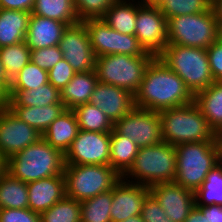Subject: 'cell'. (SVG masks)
<instances>
[{
	"mask_svg": "<svg viewBox=\"0 0 222 222\" xmlns=\"http://www.w3.org/2000/svg\"><path fill=\"white\" fill-rule=\"evenodd\" d=\"M63 59L62 52L58 45L31 50V62L36 64L39 68L49 71L55 64Z\"/></svg>",
	"mask_w": 222,
	"mask_h": 222,
	"instance_id": "39",
	"label": "cell"
},
{
	"mask_svg": "<svg viewBox=\"0 0 222 222\" xmlns=\"http://www.w3.org/2000/svg\"><path fill=\"white\" fill-rule=\"evenodd\" d=\"M41 137L39 132L21 121L9 108L0 109V154L6 160Z\"/></svg>",
	"mask_w": 222,
	"mask_h": 222,
	"instance_id": "15",
	"label": "cell"
},
{
	"mask_svg": "<svg viewBox=\"0 0 222 222\" xmlns=\"http://www.w3.org/2000/svg\"><path fill=\"white\" fill-rule=\"evenodd\" d=\"M98 84L96 71L75 73L71 81L60 90L61 102L66 109L89 103L91 95Z\"/></svg>",
	"mask_w": 222,
	"mask_h": 222,
	"instance_id": "22",
	"label": "cell"
},
{
	"mask_svg": "<svg viewBox=\"0 0 222 222\" xmlns=\"http://www.w3.org/2000/svg\"><path fill=\"white\" fill-rule=\"evenodd\" d=\"M75 73L72 66L63 58L48 71L49 83L61 90L71 81Z\"/></svg>",
	"mask_w": 222,
	"mask_h": 222,
	"instance_id": "40",
	"label": "cell"
},
{
	"mask_svg": "<svg viewBox=\"0 0 222 222\" xmlns=\"http://www.w3.org/2000/svg\"><path fill=\"white\" fill-rule=\"evenodd\" d=\"M164 0H139L142 5L146 6H160Z\"/></svg>",
	"mask_w": 222,
	"mask_h": 222,
	"instance_id": "50",
	"label": "cell"
},
{
	"mask_svg": "<svg viewBox=\"0 0 222 222\" xmlns=\"http://www.w3.org/2000/svg\"><path fill=\"white\" fill-rule=\"evenodd\" d=\"M65 155L42 137L6 160V171L29 183L63 174Z\"/></svg>",
	"mask_w": 222,
	"mask_h": 222,
	"instance_id": "2",
	"label": "cell"
},
{
	"mask_svg": "<svg viewBox=\"0 0 222 222\" xmlns=\"http://www.w3.org/2000/svg\"><path fill=\"white\" fill-rule=\"evenodd\" d=\"M156 56L110 54L96 57L98 82L117 86L135 95L150 62Z\"/></svg>",
	"mask_w": 222,
	"mask_h": 222,
	"instance_id": "8",
	"label": "cell"
},
{
	"mask_svg": "<svg viewBox=\"0 0 222 222\" xmlns=\"http://www.w3.org/2000/svg\"><path fill=\"white\" fill-rule=\"evenodd\" d=\"M149 187L121 179L112 189L111 222H122L125 219L141 215Z\"/></svg>",
	"mask_w": 222,
	"mask_h": 222,
	"instance_id": "17",
	"label": "cell"
},
{
	"mask_svg": "<svg viewBox=\"0 0 222 222\" xmlns=\"http://www.w3.org/2000/svg\"><path fill=\"white\" fill-rule=\"evenodd\" d=\"M79 130L73 110L66 109L49 125L42 138L65 155Z\"/></svg>",
	"mask_w": 222,
	"mask_h": 222,
	"instance_id": "21",
	"label": "cell"
},
{
	"mask_svg": "<svg viewBox=\"0 0 222 222\" xmlns=\"http://www.w3.org/2000/svg\"><path fill=\"white\" fill-rule=\"evenodd\" d=\"M112 190L81 202L80 222H111Z\"/></svg>",
	"mask_w": 222,
	"mask_h": 222,
	"instance_id": "34",
	"label": "cell"
},
{
	"mask_svg": "<svg viewBox=\"0 0 222 222\" xmlns=\"http://www.w3.org/2000/svg\"><path fill=\"white\" fill-rule=\"evenodd\" d=\"M68 26L58 20L31 14L25 42L31 50L57 46Z\"/></svg>",
	"mask_w": 222,
	"mask_h": 222,
	"instance_id": "20",
	"label": "cell"
},
{
	"mask_svg": "<svg viewBox=\"0 0 222 222\" xmlns=\"http://www.w3.org/2000/svg\"><path fill=\"white\" fill-rule=\"evenodd\" d=\"M31 13L0 9V48L25 41Z\"/></svg>",
	"mask_w": 222,
	"mask_h": 222,
	"instance_id": "24",
	"label": "cell"
},
{
	"mask_svg": "<svg viewBox=\"0 0 222 222\" xmlns=\"http://www.w3.org/2000/svg\"><path fill=\"white\" fill-rule=\"evenodd\" d=\"M158 57L184 81L193 95L215 82L204 48L167 45Z\"/></svg>",
	"mask_w": 222,
	"mask_h": 222,
	"instance_id": "6",
	"label": "cell"
},
{
	"mask_svg": "<svg viewBox=\"0 0 222 222\" xmlns=\"http://www.w3.org/2000/svg\"><path fill=\"white\" fill-rule=\"evenodd\" d=\"M136 1L116 0L101 19L119 33L134 35L138 8L142 5Z\"/></svg>",
	"mask_w": 222,
	"mask_h": 222,
	"instance_id": "25",
	"label": "cell"
},
{
	"mask_svg": "<svg viewBox=\"0 0 222 222\" xmlns=\"http://www.w3.org/2000/svg\"><path fill=\"white\" fill-rule=\"evenodd\" d=\"M149 189L173 222H184L196 205L195 192L175 182L159 183Z\"/></svg>",
	"mask_w": 222,
	"mask_h": 222,
	"instance_id": "16",
	"label": "cell"
},
{
	"mask_svg": "<svg viewBox=\"0 0 222 222\" xmlns=\"http://www.w3.org/2000/svg\"><path fill=\"white\" fill-rule=\"evenodd\" d=\"M143 48L158 56L168 45L167 19L158 6L138 8L135 34Z\"/></svg>",
	"mask_w": 222,
	"mask_h": 222,
	"instance_id": "13",
	"label": "cell"
},
{
	"mask_svg": "<svg viewBox=\"0 0 222 222\" xmlns=\"http://www.w3.org/2000/svg\"><path fill=\"white\" fill-rule=\"evenodd\" d=\"M8 106L43 107L61 102V92L49 82L36 89H9Z\"/></svg>",
	"mask_w": 222,
	"mask_h": 222,
	"instance_id": "26",
	"label": "cell"
},
{
	"mask_svg": "<svg viewBox=\"0 0 222 222\" xmlns=\"http://www.w3.org/2000/svg\"><path fill=\"white\" fill-rule=\"evenodd\" d=\"M207 217L208 222H222V207L218 205H196Z\"/></svg>",
	"mask_w": 222,
	"mask_h": 222,
	"instance_id": "45",
	"label": "cell"
},
{
	"mask_svg": "<svg viewBox=\"0 0 222 222\" xmlns=\"http://www.w3.org/2000/svg\"><path fill=\"white\" fill-rule=\"evenodd\" d=\"M219 140H220V144H221V152H222V135H219Z\"/></svg>",
	"mask_w": 222,
	"mask_h": 222,
	"instance_id": "53",
	"label": "cell"
},
{
	"mask_svg": "<svg viewBox=\"0 0 222 222\" xmlns=\"http://www.w3.org/2000/svg\"><path fill=\"white\" fill-rule=\"evenodd\" d=\"M8 108L21 120L32 126L41 135L49 125L66 110L63 103L38 106H8Z\"/></svg>",
	"mask_w": 222,
	"mask_h": 222,
	"instance_id": "27",
	"label": "cell"
},
{
	"mask_svg": "<svg viewBox=\"0 0 222 222\" xmlns=\"http://www.w3.org/2000/svg\"><path fill=\"white\" fill-rule=\"evenodd\" d=\"M219 27L222 28V0H211L210 6Z\"/></svg>",
	"mask_w": 222,
	"mask_h": 222,
	"instance_id": "47",
	"label": "cell"
},
{
	"mask_svg": "<svg viewBox=\"0 0 222 222\" xmlns=\"http://www.w3.org/2000/svg\"><path fill=\"white\" fill-rule=\"evenodd\" d=\"M141 216L144 222H173L166 216L164 209L151 193L143 203Z\"/></svg>",
	"mask_w": 222,
	"mask_h": 222,
	"instance_id": "41",
	"label": "cell"
},
{
	"mask_svg": "<svg viewBox=\"0 0 222 222\" xmlns=\"http://www.w3.org/2000/svg\"><path fill=\"white\" fill-rule=\"evenodd\" d=\"M79 129L93 132H111L113 122L97 106L90 103L77 106L73 109Z\"/></svg>",
	"mask_w": 222,
	"mask_h": 222,
	"instance_id": "31",
	"label": "cell"
},
{
	"mask_svg": "<svg viewBox=\"0 0 222 222\" xmlns=\"http://www.w3.org/2000/svg\"><path fill=\"white\" fill-rule=\"evenodd\" d=\"M176 169V148L162 141L139 148L132 166L122 178L150 188L159 183L174 182Z\"/></svg>",
	"mask_w": 222,
	"mask_h": 222,
	"instance_id": "5",
	"label": "cell"
},
{
	"mask_svg": "<svg viewBox=\"0 0 222 222\" xmlns=\"http://www.w3.org/2000/svg\"><path fill=\"white\" fill-rule=\"evenodd\" d=\"M28 208L27 183L7 171L0 178V209Z\"/></svg>",
	"mask_w": 222,
	"mask_h": 222,
	"instance_id": "29",
	"label": "cell"
},
{
	"mask_svg": "<svg viewBox=\"0 0 222 222\" xmlns=\"http://www.w3.org/2000/svg\"><path fill=\"white\" fill-rule=\"evenodd\" d=\"M89 103L100 108L114 124L135 107V97L125 89L98 82Z\"/></svg>",
	"mask_w": 222,
	"mask_h": 222,
	"instance_id": "18",
	"label": "cell"
},
{
	"mask_svg": "<svg viewBox=\"0 0 222 222\" xmlns=\"http://www.w3.org/2000/svg\"><path fill=\"white\" fill-rule=\"evenodd\" d=\"M31 14L58 20L69 26L80 22L73 0H35Z\"/></svg>",
	"mask_w": 222,
	"mask_h": 222,
	"instance_id": "30",
	"label": "cell"
},
{
	"mask_svg": "<svg viewBox=\"0 0 222 222\" xmlns=\"http://www.w3.org/2000/svg\"><path fill=\"white\" fill-rule=\"evenodd\" d=\"M35 0H0V9L32 12Z\"/></svg>",
	"mask_w": 222,
	"mask_h": 222,
	"instance_id": "44",
	"label": "cell"
},
{
	"mask_svg": "<svg viewBox=\"0 0 222 222\" xmlns=\"http://www.w3.org/2000/svg\"><path fill=\"white\" fill-rule=\"evenodd\" d=\"M135 107L151 111L176 108L194 102L184 81L156 56L146 68L134 95Z\"/></svg>",
	"mask_w": 222,
	"mask_h": 222,
	"instance_id": "1",
	"label": "cell"
},
{
	"mask_svg": "<svg viewBox=\"0 0 222 222\" xmlns=\"http://www.w3.org/2000/svg\"><path fill=\"white\" fill-rule=\"evenodd\" d=\"M210 6V0H164L159 8L168 20L179 15L206 12L210 9Z\"/></svg>",
	"mask_w": 222,
	"mask_h": 222,
	"instance_id": "36",
	"label": "cell"
},
{
	"mask_svg": "<svg viewBox=\"0 0 222 222\" xmlns=\"http://www.w3.org/2000/svg\"><path fill=\"white\" fill-rule=\"evenodd\" d=\"M116 0H73L79 21L101 18Z\"/></svg>",
	"mask_w": 222,
	"mask_h": 222,
	"instance_id": "38",
	"label": "cell"
},
{
	"mask_svg": "<svg viewBox=\"0 0 222 222\" xmlns=\"http://www.w3.org/2000/svg\"><path fill=\"white\" fill-rule=\"evenodd\" d=\"M6 172V159L0 154V178Z\"/></svg>",
	"mask_w": 222,
	"mask_h": 222,
	"instance_id": "51",
	"label": "cell"
},
{
	"mask_svg": "<svg viewBox=\"0 0 222 222\" xmlns=\"http://www.w3.org/2000/svg\"><path fill=\"white\" fill-rule=\"evenodd\" d=\"M206 51L214 81H222V38L211 44Z\"/></svg>",
	"mask_w": 222,
	"mask_h": 222,
	"instance_id": "43",
	"label": "cell"
},
{
	"mask_svg": "<svg viewBox=\"0 0 222 222\" xmlns=\"http://www.w3.org/2000/svg\"><path fill=\"white\" fill-rule=\"evenodd\" d=\"M139 147L114 128L110 132V166L122 177L132 166Z\"/></svg>",
	"mask_w": 222,
	"mask_h": 222,
	"instance_id": "28",
	"label": "cell"
},
{
	"mask_svg": "<svg viewBox=\"0 0 222 222\" xmlns=\"http://www.w3.org/2000/svg\"><path fill=\"white\" fill-rule=\"evenodd\" d=\"M162 141L173 146L199 141H220L197 105L169 108L159 111Z\"/></svg>",
	"mask_w": 222,
	"mask_h": 222,
	"instance_id": "4",
	"label": "cell"
},
{
	"mask_svg": "<svg viewBox=\"0 0 222 222\" xmlns=\"http://www.w3.org/2000/svg\"><path fill=\"white\" fill-rule=\"evenodd\" d=\"M1 63L11 82L18 73L31 61V49L26 42H19L0 48Z\"/></svg>",
	"mask_w": 222,
	"mask_h": 222,
	"instance_id": "32",
	"label": "cell"
},
{
	"mask_svg": "<svg viewBox=\"0 0 222 222\" xmlns=\"http://www.w3.org/2000/svg\"><path fill=\"white\" fill-rule=\"evenodd\" d=\"M167 24L168 45L207 49L221 37V28L211 8L202 13L169 18Z\"/></svg>",
	"mask_w": 222,
	"mask_h": 222,
	"instance_id": "9",
	"label": "cell"
},
{
	"mask_svg": "<svg viewBox=\"0 0 222 222\" xmlns=\"http://www.w3.org/2000/svg\"><path fill=\"white\" fill-rule=\"evenodd\" d=\"M184 222H208L207 217L195 205Z\"/></svg>",
	"mask_w": 222,
	"mask_h": 222,
	"instance_id": "46",
	"label": "cell"
},
{
	"mask_svg": "<svg viewBox=\"0 0 222 222\" xmlns=\"http://www.w3.org/2000/svg\"><path fill=\"white\" fill-rule=\"evenodd\" d=\"M58 47L63 58L76 73L95 70L96 56L91 47L88 32L81 21L67 27Z\"/></svg>",
	"mask_w": 222,
	"mask_h": 222,
	"instance_id": "14",
	"label": "cell"
},
{
	"mask_svg": "<svg viewBox=\"0 0 222 222\" xmlns=\"http://www.w3.org/2000/svg\"><path fill=\"white\" fill-rule=\"evenodd\" d=\"M113 128L134 141L139 148L162 142L159 111L134 107L127 115L117 120Z\"/></svg>",
	"mask_w": 222,
	"mask_h": 222,
	"instance_id": "11",
	"label": "cell"
},
{
	"mask_svg": "<svg viewBox=\"0 0 222 222\" xmlns=\"http://www.w3.org/2000/svg\"><path fill=\"white\" fill-rule=\"evenodd\" d=\"M9 94L8 91L0 84V109L8 108Z\"/></svg>",
	"mask_w": 222,
	"mask_h": 222,
	"instance_id": "49",
	"label": "cell"
},
{
	"mask_svg": "<svg viewBox=\"0 0 222 222\" xmlns=\"http://www.w3.org/2000/svg\"><path fill=\"white\" fill-rule=\"evenodd\" d=\"M0 84L7 90L9 91L10 84L11 82L8 80V76L6 74L5 68L1 63V58H0Z\"/></svg>",
	"mask_w": 222,
	"mask_h": 222,
	"instance_id": "48",
	"label": "cell"
},
{
	"mask_svg": "<svg viewBox=\"0 0 222 222\" xmlns=\"http://www.w3.org/2000/svg\"><path fill=\"white\" fill-rule=\"evenodd\" d=\"M194 103L219 136L222 133V81H215L194 95Z\"/></svg>",
	"mask_w": 222,
	"mask_h": 222,
	"instance_id": "23",
	"label": "cell"
},
{
	"mask_svg": "<svg viewBox=\"0 0 222 222\" xmlns=\"http://www.w3.org/2000/svg\"><path fill=\"white\" fill-rule=\"evenodd\" d=\"M41 222H80L81 202L64 196L40 214Z\"/></svg>",
	"mask_w": 222,
	"mask_h": 222,
	"instance_id": "35",
	"label": "cell"
},
{
	"mask_svg": "<svg viewBox=\"0 0 222 222\" xmlns=\"http://www.w3.org/2000/svg\"><path fill=\"white\" fill-rule=\"evenodd\" d=\"M81 22L88 32L91 47L96 57L110 54L155 56L143 48L135 35L119 33L101 18H90Z\"/></svg>",
	"mask_w": 222,
	"mask_h": 222,
	"instance_id": "10",
	"label": "cell"
},
{
	"mask_svg": "<svg viewBox=\"0 0 222 222\" xmlns=\"http://www.w3.org/2000/svg\"><path fill=\"white\" fill-rule=\"evenodd\" d=\"M176 148L175 183L196 192L209 172L222 161L220 141L182 143Z\"/></svg>",
	"mask_w": 222,
	"mask_h": 222,
	"instance_id": "3",
	"label": "cell"
},
{
	"mask_svg": "<svg viewBox=\"0 0 222 222\" xmlns=\"http://www.w3.org/2000/svg\"><path fill=\"white\" fill-rule=\"evenodd\" d=\"M28 208L41 214L65 196V179L60 174L27 183Z\"/></svg>",
	"mask_w": 222,
	"mask_h": 222,
	"instance_id": "19",
	"label": "cell"
},
{
	"mask_svg": "<svg viewBox=\"0 0 222 222\" xmlns=\"http://www.w3.org/2000/svg\"><path fill=\"white\" fill-rule=\"evenodd\" d=\"M48 82V71L30 61L11 81L9 89H36Z\"/></svg>",
	"mask_w": 222,
	"mask_h": 222,
	"instance_id": "37",
	"label": "cell"
},
{
	"mask_svg": "<svg viewBox=\"0 0 222 222\" xmlns=\"http://www.w3.org/2000/svg\"><path fill=\"white\" fill-rule=\"evenodd\" d=\"M196 205H218L222 207V161L206 176V180L195 192Z\"/></svg>",
	"mask_w": 222,
	"mask_h": 222,
	"instance_id": "33",
	"label": "cell"
},
{
	"mask_svg": "<svg viewBox=\"0 0 222 222\" xmlns=\"http://www.w3.org/2000/svg\"><path fill=\"white\" fill-rule=\"evenodd\" d=\"M65 195L82 202L113 189L121 176L110 165H65Z\"/></svg>",
	"mask_w": 222,
	"mask_h": 222,
	"instance_id": "7",
	"label": "cell"
},
{
	"mask_svg": "<svg viewBox=\"0 0 222 222\" xmlns=\"http://www.w3.org/2000/svg\"><path fill=\"white\" fill-rule=\"evenodd\" d=\"M0 222H41L40 214L29 208L0 209Z\"/></svg>",
	"mask_w": 222,
	"mask_h": 222,
	"instance_id": "42",
	"label": "cell"
},
{
	"mask_svg": "<svg viewBox=\"0 0 222 222\" xmlns=\"http://www.w3.org/2000/svg\"><path fill=\"white\" fill-rule=\"evenodd\" d=\"M122 222H144L141 215L129 217Z\"/></svg>",
	"mask_w": 222,
	"mask_h": 222,
	"instance_id": "52",
	"label": "cell"
},
{
	"mask_svg": "<svg viewBox=\"0 0 222 222\" xmlns=\"http://www.w3.org/2000/svg\"><path fill=\"white\" fill-rule=\"evenodd\" d=\"M90 164H110V132L79 130L65 153V165Z\"/></svg>",
	"mask_w": 222,
	"mask_h": 222,
	"instance_id": "12",
	"label": "cell"
}]
</instances>
